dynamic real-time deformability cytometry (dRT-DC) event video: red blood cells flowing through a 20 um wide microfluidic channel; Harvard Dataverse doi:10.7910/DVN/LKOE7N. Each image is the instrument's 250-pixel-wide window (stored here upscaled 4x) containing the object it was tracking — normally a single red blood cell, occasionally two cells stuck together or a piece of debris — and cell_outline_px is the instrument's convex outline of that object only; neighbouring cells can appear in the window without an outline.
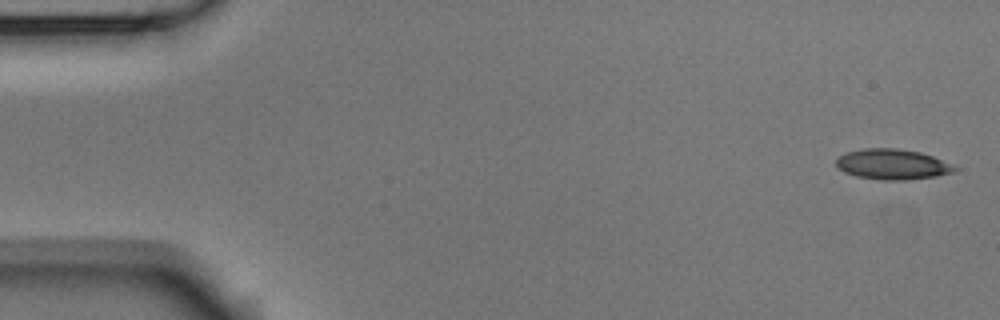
{"species": "Egyptian fruit bat (a non-hibernating species)", "species_latin": "Rousettus aegyptiacus", "temperature_condition": "room temperature", "stored_images_in_passage": 5, "camera_frame_rate_fps": 3000, "um_per_image_px": 0.085, "animal": {"sex": "male"}, "frame": {"image": 1, "passage_image": 1, "time_ms": 0.0, "image_size_px": [1000, 320], "cell_outline_px": [[956, 168], [952, 172], [936, 176], [908, 180], [880, 180], [856, 176], [844, 172], [836, 164], [836, 160], [840, 156], [848, 152], [864, 148], [896, 148], [920, 152], [932, 156]], "centroid_in_image_um": [75.81, 13.97], "position_along_channel_um": 9.2, "area_um2": 20.63}}
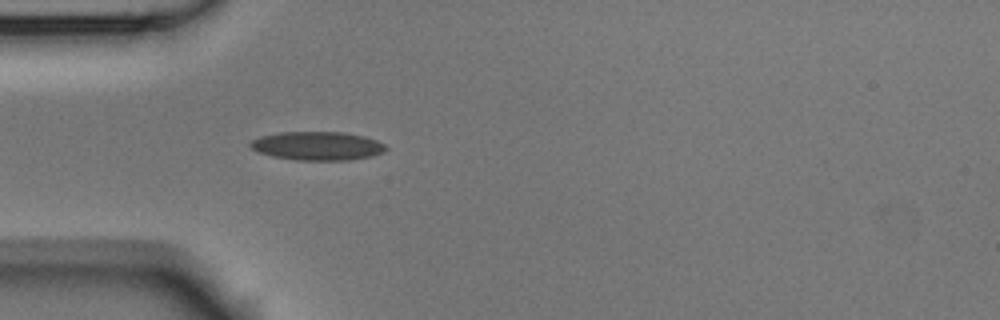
{"frame": {"image": 2, "passage_image": 5, "time_ms": 1.333, "image_size_px": [1000, 320], "cell_outline_px": [[388, 148], [384, 152], [372, 156], [348, 160], [296, 160], [272, 156], [260, 152], [252, 148], [248, 144], [252, 140], [260, 136], [280, 132], [344, 132], [364, 136], [376, 140], [384, 144]], "centroid_in_image_um": [27.0, 12.4], "position_along_channel_um": 58.0, "area_um2": 22.6}}